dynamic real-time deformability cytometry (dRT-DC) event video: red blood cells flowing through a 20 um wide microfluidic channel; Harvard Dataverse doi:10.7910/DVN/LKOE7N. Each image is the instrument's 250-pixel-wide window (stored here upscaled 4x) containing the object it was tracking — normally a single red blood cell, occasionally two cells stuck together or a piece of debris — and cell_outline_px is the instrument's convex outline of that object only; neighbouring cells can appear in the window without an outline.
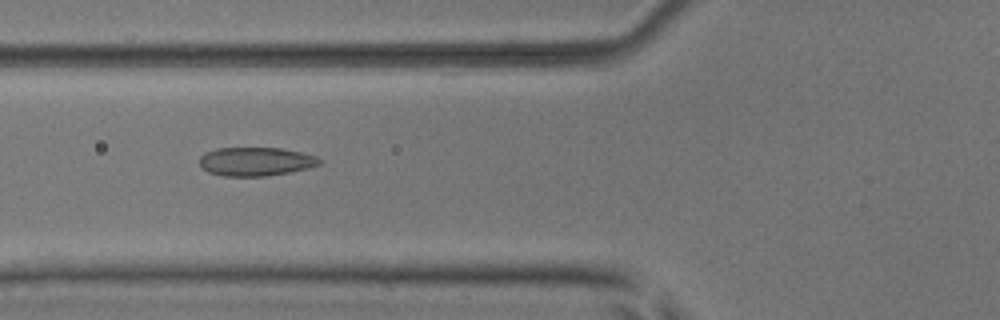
{"species": "common noctule bat (a hibernating species)", "species_latin": "Nyctalus noctula", "temperature_condition": "room temperature", "stored_images_in_passage": 7, "camera_frame_rate_fps": 3000, "um_per_image_px": 0.085, "animal": {"sex": "male", "body_mass_g": 17.9, "forearm_length_mm": 54.2}, "frame": {"image": 1, "passage_image": 6, "time_ms": 1.667, "image_size_px": [1000, 320], "cell_outline_px": [[320, 164], [308, 168], [268, 176], [224, 176], [208, 172], [200, 168], [200, 156], [204, 152], [216, 148], [280, 148], [300, 152], [316, 156], [320, 160]], "centroid_in_image_um": [21.68, 13.73], "position_along_channel_um": 104.1, "area_um2": 20.06}}
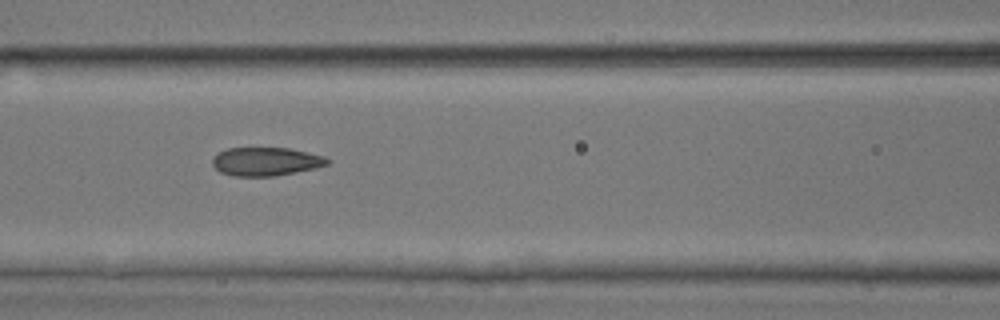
{"frame": {"image": 2, "passage_image": 7, "time_ms": 2.0, "image_size_px": [1000, 320], "cell_outline_px": [[332, 160], [328, 164], [316, 168], [272, 176], [232, 176], [220, 172], [212, 164], [212, 156], [228, 148], [288, 148], [308, 152], [324, 156]], "centroid_in_image_um": [22.6, 13.73], "position_along_channel_um": 144.0, "area_um2": 19.07}}